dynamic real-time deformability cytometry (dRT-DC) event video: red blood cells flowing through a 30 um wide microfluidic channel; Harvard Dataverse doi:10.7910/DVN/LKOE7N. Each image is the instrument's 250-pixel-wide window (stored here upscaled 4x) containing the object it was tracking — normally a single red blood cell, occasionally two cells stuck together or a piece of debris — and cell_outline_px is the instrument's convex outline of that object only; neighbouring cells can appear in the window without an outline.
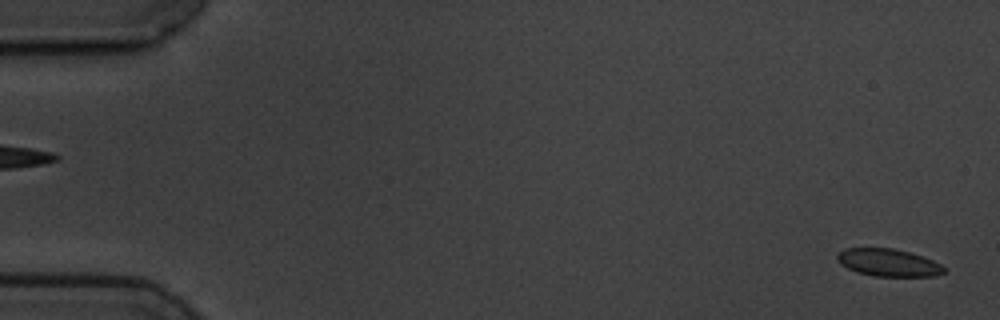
{"species": "common noctule bat (a hibernating species)", "species_latin": "Nyctalus noctula", "temperature_condition": "cold", "stored_images_in_passage": 5, "segment_of_instrument_passage": [2, 2], "camera_frame_rate_fps": 3000, "um_per_image_px": 0.085, "animal": {"sex": "male", "body_mass_g": 19.5, "forearm_length_mm": 54.6}, "frame": {"image": 1, "passage_image": 5, "time_ms": 5.667, "image_size_px": [1000, 320], "cell_outline_px": [[944, 272], [936, 276], [872, 276], [856, 272], [840, 264], [836, 256], [844, 248], [892, 248], [924, 256], [940, 264], [944, 268]], "centroid_in_image_um": [75.49, 22.32], "position_along_channel_um": 9.5, "area_um2": 17.05}}